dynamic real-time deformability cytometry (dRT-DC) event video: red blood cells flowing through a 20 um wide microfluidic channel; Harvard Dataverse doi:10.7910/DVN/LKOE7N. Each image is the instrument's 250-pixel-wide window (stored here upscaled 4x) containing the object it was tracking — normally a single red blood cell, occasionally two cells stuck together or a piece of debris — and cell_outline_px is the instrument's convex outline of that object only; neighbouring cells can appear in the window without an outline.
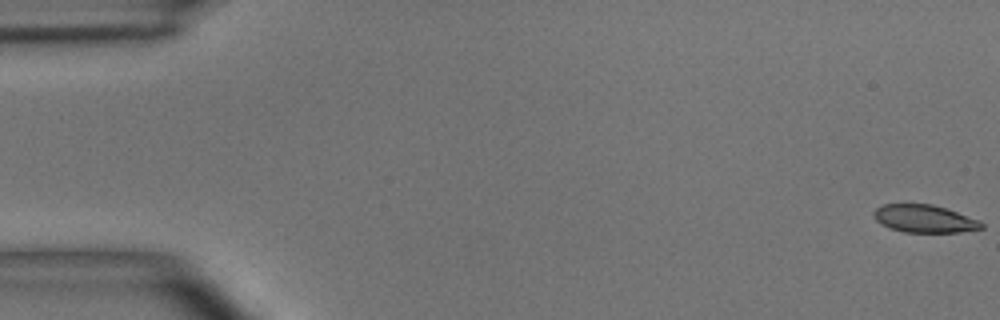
{"species": "common noctule bat (a hibernating species)", "species_latin": "Nyctalus noctula", "temperature_condition": "room temperature", "stored_images_in_passage": 4, "camera_frame_rate_fps": 3000, "um_per_image_px": 0.085, "animal": {"sex": "male", "body_mass_g": 15.6}, "frame": {"image": 1, "passage_image": 1, "time_ms": 0.0, "image_size_px": [1000, 320], "cell_outline_px": [[984, 228], [960, 232], [904, 232], [892, 228], [876, 220], [872, 216], [872, 212], [880, 204], [932, 204], [980, 220], [984, 224]], "centroid_in_image_um": [78.57, 18.58], "position_along_channel_um": 6.4, "area_um2": 17.28}}
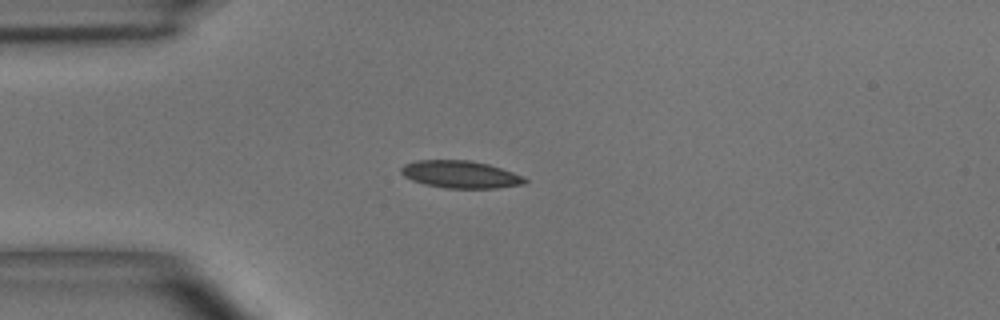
{"frame": {"image": 2, "passage_image": 4, "time_ms": 4.333, "image_size_px": [1000, 320], "cell_outline_px": [[528, 180], [524, 184], [496, 188], [444, 188], [424, 184], [412, 180], [404, 176], [400, 172], [400, 168], [404, 164], [416, 160], [468, 160], [488, 164], [524, 176]], "centroid_in_image_um": [39.12, 14.82], "position_along_channel_um": 45.9, "area_um2": 19.77}}